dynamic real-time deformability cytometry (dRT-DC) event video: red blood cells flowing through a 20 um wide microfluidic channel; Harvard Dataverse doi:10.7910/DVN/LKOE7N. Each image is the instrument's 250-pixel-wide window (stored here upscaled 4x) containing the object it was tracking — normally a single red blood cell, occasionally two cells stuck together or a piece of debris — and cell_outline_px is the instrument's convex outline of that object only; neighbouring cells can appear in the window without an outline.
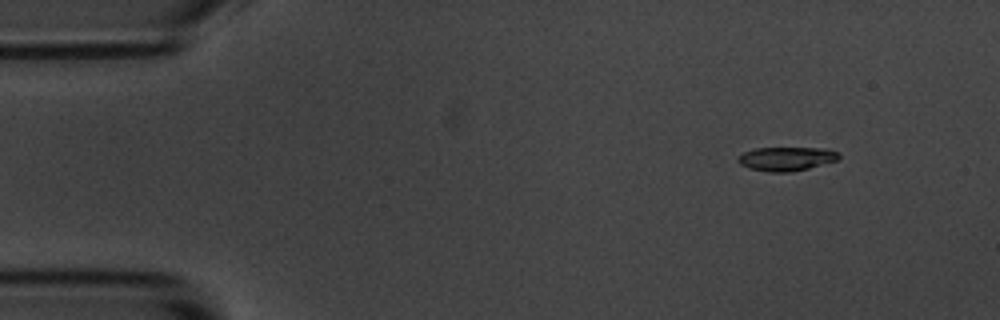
{"species": "common noctule bat (a hibernating species)", "species_latin": "Nyctalus noctula", "temperature_condition": "room temperature", "stored_images_in_passage": 56, "segment_of_instrument_passage": [1, 2], "camera_frame_rate_fps": 3000, "um_per_image_px": 0.085, "animal": {"sex": "male", "body_mass_g": 20.1, "forearm_length_mm": 53.5}, "frame": {"image": 1, "passage_image": 6, "time_ms": 1.667, "image_size_px": [1000, 320], "cell_outline_px": [[840, 156], [836, 160], [808, 168], [792, 172], [768, 172], [748, 168], [740, 164], [736, 160], [736, 156], [744, 152], [756, 148], [824, 148], [840, 152]], "centroid_in_image_um": [66.8, 13.49], "position_along_channel_um": 18.2, "area_um2": 14.1}}
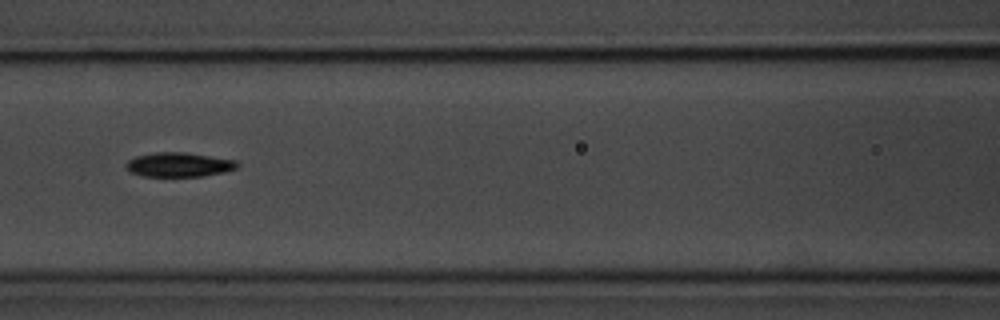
{"frame": {"image": 2, "passage_image": 24, "time_ms": 7.667, "image_size_px": [1000, 320], "cell_outline_px": [[240, 164], [236, 168], [224, 172], [204, 176], [144, 176], [132, 172], [124, 164], [128, 160], [136, 156], [156, 152], [184, 152], [236, 160]], "centroid_in_image_um": [15.23, 13.99], "position_along_channel_um": 151.4, "area_um2": 15.66}}
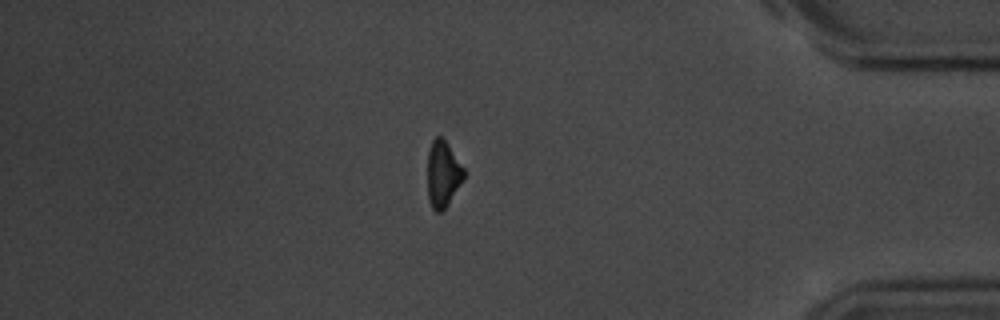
{"frame": {"image": 3, "passage_image": 47, "time_ms": 15.333, "image_size_px": [1000, 320], "cell_outline_px": [[468, 172], [464, 180], [448, 204], [440, 212], [436, 212], [432, 208], [428, 200], [428, 152], [432, 140], [436, 136], [440, 136], [448, 144]], "centroid_in_image_um": [37.68, 14.79], "position_along_channel_um": 397.5, "area_um2": 14.33}}